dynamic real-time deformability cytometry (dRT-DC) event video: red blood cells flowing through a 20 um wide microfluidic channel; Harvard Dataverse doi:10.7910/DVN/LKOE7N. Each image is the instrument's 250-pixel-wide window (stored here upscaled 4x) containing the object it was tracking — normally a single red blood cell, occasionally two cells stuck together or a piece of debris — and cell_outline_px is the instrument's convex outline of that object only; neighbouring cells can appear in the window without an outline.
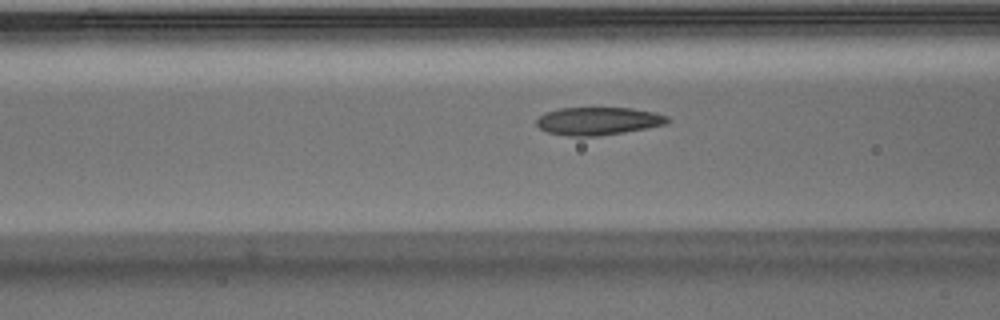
{"species": "Egyptian fruit bat (a non-hibernating species)", "species_latin": "Rousettus aegyptiacus", "temperature_condition": "warm", "stored_images_in_passage": 46, "camera_frame_rate_fps": 3000, "um_per_image_px": 0.085, "animal": {"sex": "male"}, "frame": {"image": 1, "passage_image": 20, "time_ms": 6.333, "image_size_px": [1000, 320], "cell_outline_px": [[672, 120], [668, 124], [624, 132], [600, 136], [568, 136], [548, 132], [540, 128], [536, 124], [536, 120], [544, 112], [560, 108], [632, 108], [656, 112], [668, 116]], "centroid_in_image_um": [50.88, 10.28], "position_along_channel_um": 115.7, "area_um2": 21.44}}
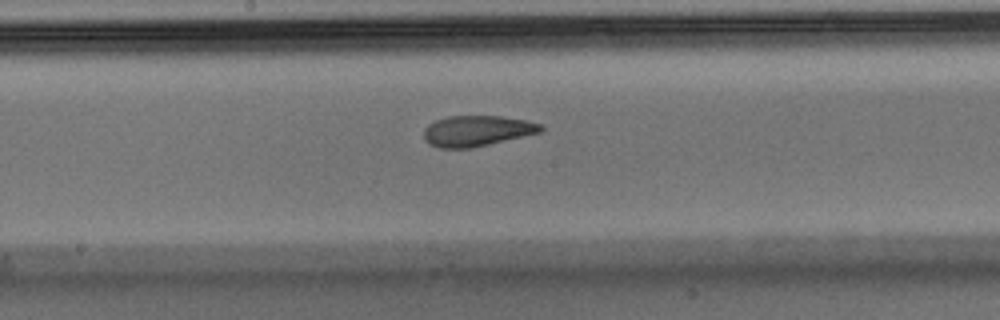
{"frame": {"image": 2, "passage_image": 27, "time_ms": 8.667, "image_size_px": [1000, 320], "cell_outline_px": [[544, 132], [472, 148], [440, 148], [428, 144], [424, 136], [424, 128], [428, 124], [436, 120], [448, 116], [500, 116], [528, 120], [544, 124]], "centroid_in_image_um": [40.6, 11.12], "position_along_channel_um": 207.6, "area_um2": 21.27}}
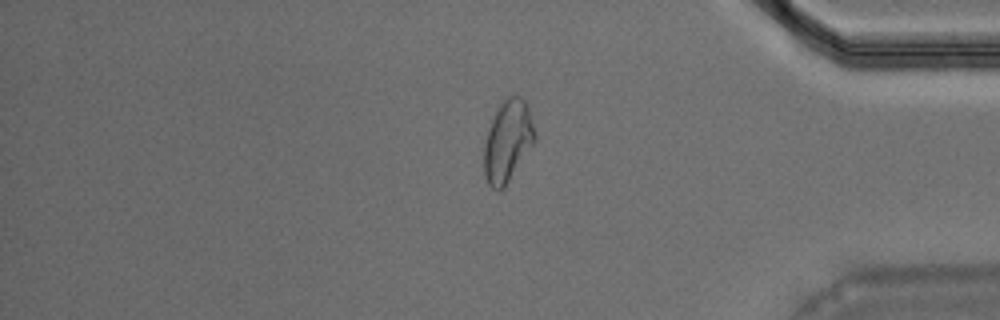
{"frame": {"image": 3, "passage_image": 43, "time_ms": 14.0, "image_size_px": [1000, 320], "cell_outline_px": [[536, 140], [504, 188], [500, 192], [492, 188], [488, 184], [484, 176], [484, 144], [492, 120], [500, 104], [508, 96], [520, 96], [528, 104], [536, 132]], "centroid_in_image_um": [43.17, 12.01], "position_along_channel_um": 392.0, "area_um2": 24.16}, "authors_computed_cell_mechanics": {"area_um2": 21.2704, "velocity_mm_per_s": 3.9221, "shape_relaxation_time_tau1_ms": null, "shape_relaxation_time_tau2_ms": 1.8476, "deformation_change_tau1": null, "deformation_change_tau2": 0.0716}}